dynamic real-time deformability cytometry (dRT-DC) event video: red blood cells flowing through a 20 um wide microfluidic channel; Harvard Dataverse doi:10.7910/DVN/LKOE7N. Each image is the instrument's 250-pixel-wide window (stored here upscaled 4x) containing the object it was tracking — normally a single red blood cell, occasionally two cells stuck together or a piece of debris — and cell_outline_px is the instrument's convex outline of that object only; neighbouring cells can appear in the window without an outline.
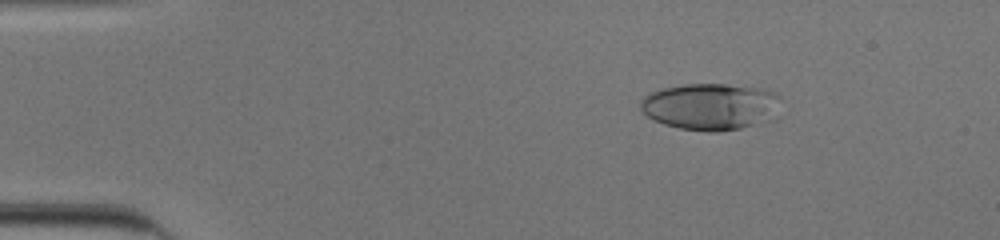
{"species": "human", "species_latin": "Homo sapiens", "temperature_condition": "cold", "stored_images_in_passage": 47, "camera_frame_rate_fps": 3000, "um_per_image_px": 0.085, "donor": {"sex": "male"}, "frame": {"image": 1, "passage_image": 3, "time_ms": 0.667, "image_size_px": [1000, 240], "cell_outline_px": [[780, 96], [752, 124], [740, 128], [716, 132], [708, 132], [680, 128], [664, 124], [648, 116], [640, 108], [640, 100], [644, 96], [652, 92], [664, 88], [684, 84], [724, 84], [760, 88], [772, 92]], "centroid_in_image_um": [60.15, 9.03], "position_along_channel_um": 24.9, "area_um2": 36.18}}
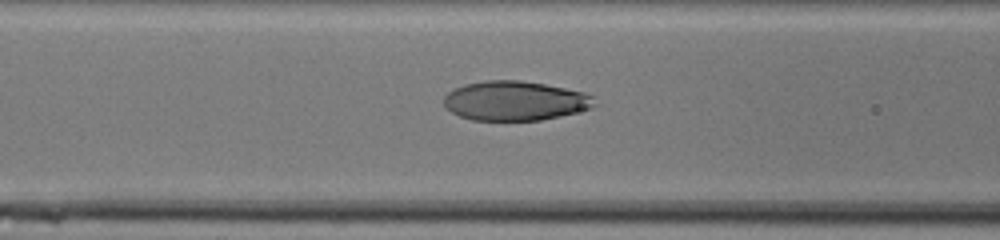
{"frame": {"image": 2, "passage_image": 17, "time_ms": 5.333, "image_size_px": [1000, 240], "cell_outline_px": [[600, 104], [592, 108], [576, 112], [540, 120], [472, 120], [460, 116], [452, 112], [444, 104], [444, 96], [448, 92], [464, 84], [484, 80], [520, 80], [544, 84], [584, 92], [592, 96]], "centroid_in_image_um": [43.8, 8.56], "position_along_channel_um": 122.8, "area_um2": 34.62}}
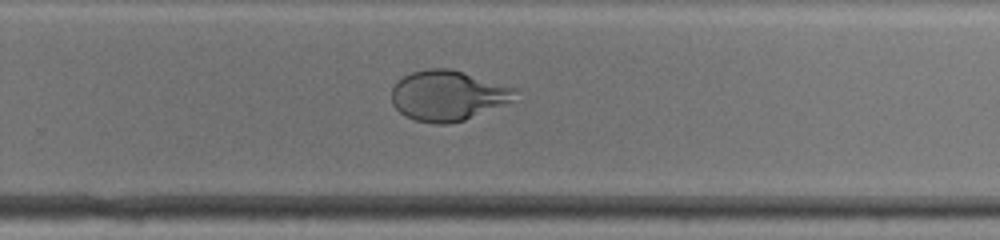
{"frame": {"image": 3, "passage_image": 30, "time_ms": 9.667, "image_size_px": [1000, 240], "cell_outline_px": [[516, 88], [512, 100], [504, 104], [464, 120], [448, 124], [436, 124], [416, 120], [404, 116], [392, 104], [392, 88], [404, 76], [412, 72], [428, 68], [448, 68], [464, 72]], "centroid_in_image_um": [38.03, 8.12], "position_along_channel_um": 291.8, "area_um2": 35.78}, "authors_computed_cell_mechanics": {"area_um2": 35.7204, "velocity_mm_per_s": 3.9051, "shape_relaxation_time_tau1_ms": 3.6615, "shape_relaxation_time_tau2_ms": null, "deformation_change_tau1": 0.1981, "deformation_change_tau2": null}}